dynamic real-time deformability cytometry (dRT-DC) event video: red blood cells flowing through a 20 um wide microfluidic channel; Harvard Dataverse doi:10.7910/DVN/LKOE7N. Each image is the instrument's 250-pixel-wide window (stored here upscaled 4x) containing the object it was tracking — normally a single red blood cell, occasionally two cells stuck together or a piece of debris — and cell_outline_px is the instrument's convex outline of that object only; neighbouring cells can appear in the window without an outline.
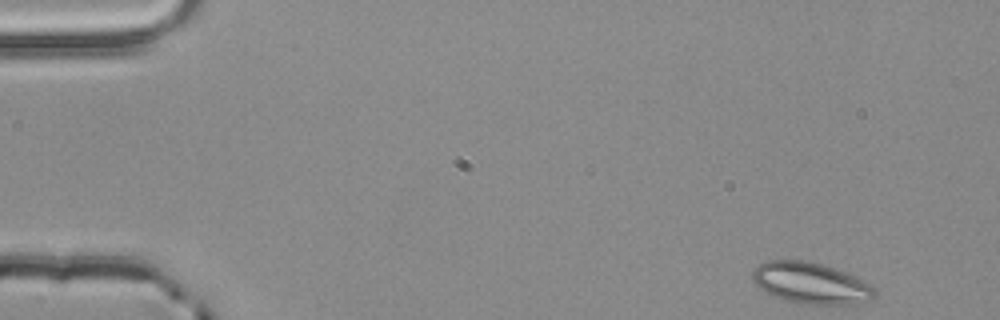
{"species": "common noctule bat (a hibernating species)", "species_latin": "Nyctalus noctula", "temperature_condition": "room temperature", "stored_images_in_passage": 52, "camera_frame_rate_fps": 3000, "um_per_image_px": 0.085, "animal": {"sex": "male", "body_mass_g": 20.4}, "frame": {"image": 1, "passage_image": 1, "time_ms": 0.0, "image_size_px": [1000, 320], "cell_outline_px": [[876, 296], [872, 300], [852, 304], [800, 304], [784, 300], [772, 296], [760, 288], [752, 280], [752, 272], [760, 264], [768, 260], [804, 260], [836, 268], [876, 288]], "centroid_in_image_um": [68.91, 24.08], "position_along_channel_um": 16.1, "area_um2": 29.3}}
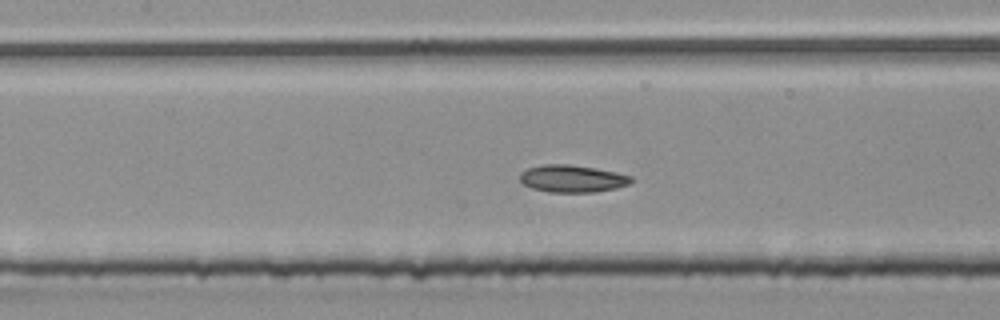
{"frame": {"image": 2, "passage_image": 22, "time_ms": 7.0, "image_size_px": [1000, 320], "cell_outline_px": [[632, 180], [628, 184], [616, 188], [596, 192], [548, 192], [532, 188], [524, 184], [520, 180], [520, 172], [528, 168], [544, 164], [568, 164], [596, 168], [616, 172], [632, 176]], "centroid_in_image_um": [48.64, 15.18], "position_along_channel_um": 158.8, "area_um2": 17.69}}
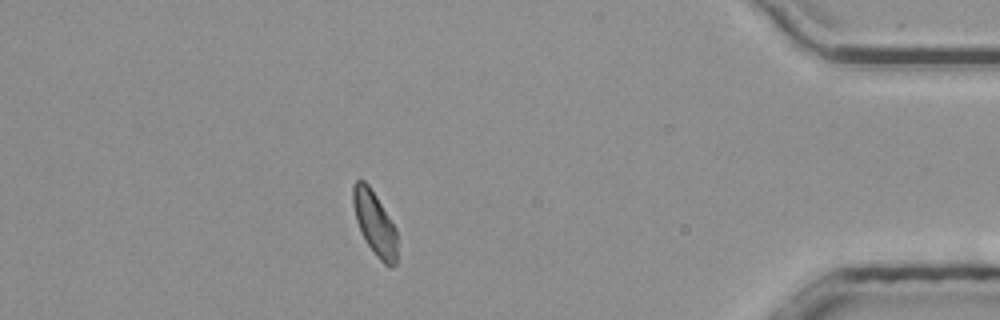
{"frame": {"image": 3, "passage_image": 45, "time_ms": 14.667, "image_size_px": [1000, 320], "cell_outline_px": [[396, 264], [392, 268], [388, 268], [376, 256], [364, 240], [356, 220], [352, 204], [352, 184], [356, 180], [364, 180], [368, 184], [376, 196], [396, 228]], "centroid_in_image_um": [31.83, 18.99], "position_along_channel_um": 403.4, "area_um2": 16.53}, "authors_computed_cell_mechanics": {"area_um2": 17.2533, "velocity_mm_per_s": 3.8067, "shape_relaxation_time_tau1_ms": 2.4955, "shape_relaxation_time_tau2_ms": 8.0479, "deformation_change_tau1": 0.0783, "deformation_change_tau2": 0.1176}}